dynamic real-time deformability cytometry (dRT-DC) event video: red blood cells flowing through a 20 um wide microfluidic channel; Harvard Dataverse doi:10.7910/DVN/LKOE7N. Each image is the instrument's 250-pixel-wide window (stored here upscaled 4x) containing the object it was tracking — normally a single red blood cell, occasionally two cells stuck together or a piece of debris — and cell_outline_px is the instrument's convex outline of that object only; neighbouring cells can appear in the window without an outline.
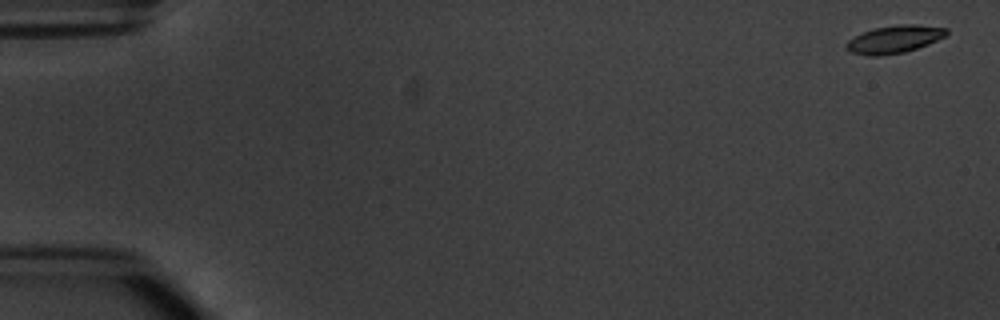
{"species": "common noctule bat (a hibernating species)", "species_latin": "Nyctalus noctula", "temperature_condition": "warm", "stored_images_in_passage": 5, "camera_frame_rate_fps": 3000, "um_per_image_px": 0.085, "animal": {"sex": "male", "body_mass_g": 20.1, "forearm_length_mm": 53.5}, "frame": {"image": 1, "passage_image": 1, "time_ms": 0.0, "image_size_px": [1000, 320], "cell_outline_px": [[948, 32], [944, 36], [928, 44], [904, 52], [880, 56], [872, 56], [848, 52], [844, 48], [844, 44], [848, 40], [872, 28], [900, 24], [916, 24], [948, 28]], "centroid_in_image_um": [75.97, 3.34], "position_along_channel_um": 9.0, "area_um2": 16.18}}